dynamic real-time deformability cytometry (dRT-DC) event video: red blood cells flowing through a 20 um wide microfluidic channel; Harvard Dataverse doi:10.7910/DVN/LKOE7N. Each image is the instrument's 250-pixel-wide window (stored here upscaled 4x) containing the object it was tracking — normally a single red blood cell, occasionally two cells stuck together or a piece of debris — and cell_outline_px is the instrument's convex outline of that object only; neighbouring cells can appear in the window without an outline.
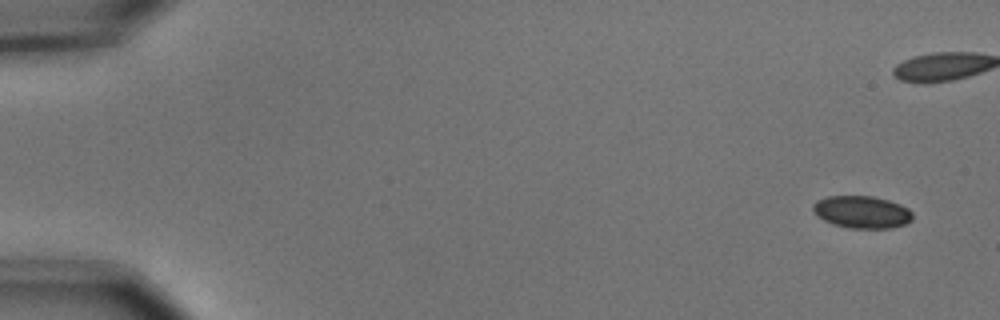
{"species": "common noctule bat (a hibernating species)", "species_latin": "Nyctalus noctula", "temperature_condition": "cold", "stored_images_in_passage": 7, "camera_frame_rate_fps": 3000, "um_per_image_px": 0.085, "animal": {"sex": "male", "body_mass_g": 15.6}, "frame": {"image": 1, "passage_image": 1, "time_ms": 0.0, "image_size_px": [1000, 320], "cell_outline_px": [[912, 220], [904, 224], [892, 228], [848, 228], [832, 224], [816, 216], [812, 208], [812, 204], [816, 200], [828, 196], [872, 196], [888, 200], [900, 204], [908, 208], [912, 212]], "centroid_in_image_um": [73.23, 18.02], "position_along_channel_um": 11.8, "area_um2": 18.9}}
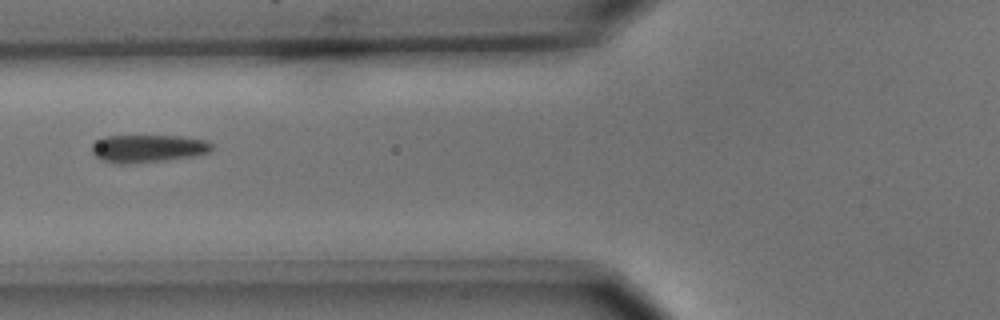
{"frame": {"image": 2, "passage_image": 7, "time_ms": 2.0, "image_size_px": [1000, 320], "cell_outline_px": [[212, 148], [208, 152], [192, 156], [160, 160], [124, 164], [120, 164], [100, 160], [92, 152], [92, 144], [96, 140], [104, 136], [180, 136], [208, 140], [212, 144]], "centroid_in_image_um": [12.54, 12.61], "position_along_channel_um": 113.3, "area_um2": 19.19}}